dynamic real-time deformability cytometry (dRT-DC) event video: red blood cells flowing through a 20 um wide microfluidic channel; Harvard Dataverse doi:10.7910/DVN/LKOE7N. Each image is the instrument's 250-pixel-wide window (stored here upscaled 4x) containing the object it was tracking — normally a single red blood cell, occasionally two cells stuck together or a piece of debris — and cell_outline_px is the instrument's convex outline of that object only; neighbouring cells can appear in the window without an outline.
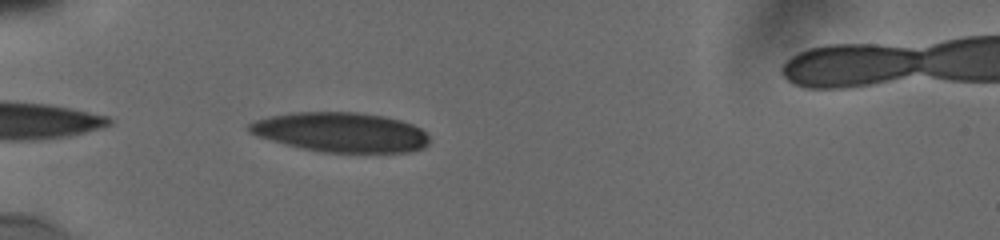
{"species": "human", "species_latin": "Homo sapiens", "temperature_condition": "cold", "stored_images_in_passage": 7, "camera_frame_rate_fps": 3000, "um_per_image_px": 0.085, "donor": {"sex": "male"}, "frame": {"image": 1, "passage_image": 7, "time_ms": 6.0, "image_size_px": [1000, 240], "cell_outline_px": [[428, 144], [424, 148], [412, 152], [324, 152], [304, 148], [256, 136], [248, 132], [248, 124], [256, 120], [268, 116], [292, 112], [356, 112], [384, 116], [400, 120], [412, 124], [420, 128], [428, 136]], "centroid_in_image_um": [28.98, 11.23], "position_along_channel_um": 56.0, "area_um2": 41.5}}